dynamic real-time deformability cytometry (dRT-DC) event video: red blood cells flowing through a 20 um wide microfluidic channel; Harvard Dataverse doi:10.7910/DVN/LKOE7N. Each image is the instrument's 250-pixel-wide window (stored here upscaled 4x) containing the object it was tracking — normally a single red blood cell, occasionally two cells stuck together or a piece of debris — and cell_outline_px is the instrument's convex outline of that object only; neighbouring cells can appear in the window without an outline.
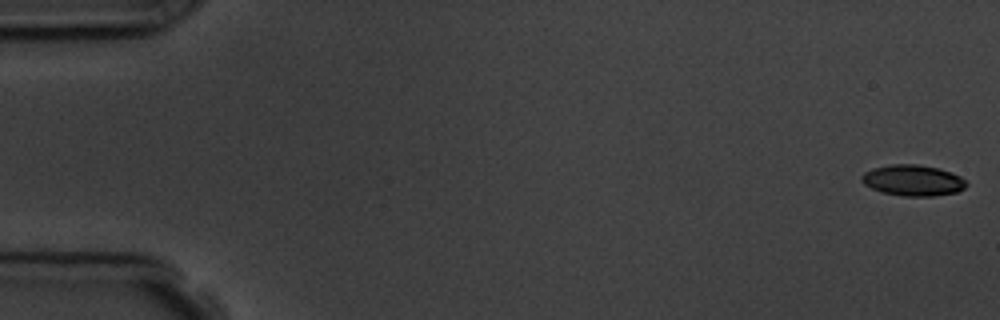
{"species": "common noctule bat (a hibernating species)", "species_latin": "Nyctalus noctula", "temperature_condition": "room temperature", "stored_images_in_passage": 6, "camera_frame_rate_fps": 3000, "um_per_image_px": 0.085, "animal": {"sex": "male", "body_mass_g": 19.5, "forearm_length_mm": 54.6}, "frame": {"image": 1, "passage_image": 1, "time_ms": 0.0, "image_size_px": [1000, 320], "cell_outline_px": [[968, 184], [964, 188], [956, 192], [932, 196], [904, 196], [880, 192], [864, 184], [860, 180], [860, 176], [864, 172], [872, 168], [892, 164], [916, 164], [940, 168], [960, 176]], "centroid_in_image_um": [77.57, 15.32], "position_along_channel_um": 7.4, "area_um2": 18.96}}
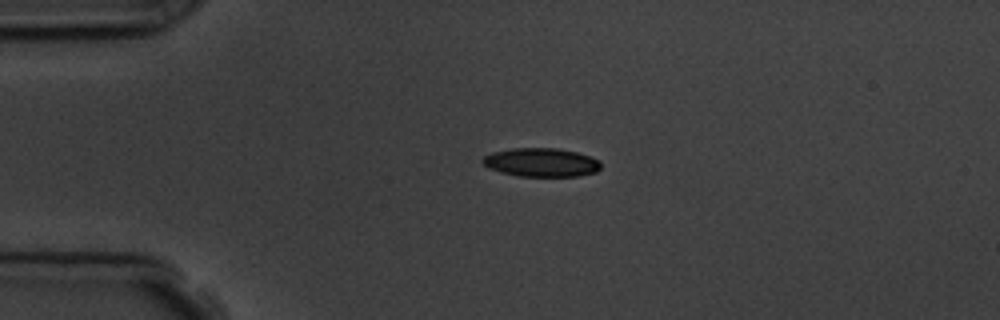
{"frame": {"image": 2, "passage_image": 4, "time_ms": 4.0, "image_size_px": [1000, 320], "cell_outline_px": [[600, 168], [596, 172], [580, 176], [516, 176], [500, 172], [488, 168], [480, 160], [484, 156], [492, 152], [512, 148], [560, 148], [576, 152], [600, 160]], "centroid_in_image_um": [45.99, 13.8], "position_along_channel_um": 39.0, "area_um2": 19.88}}